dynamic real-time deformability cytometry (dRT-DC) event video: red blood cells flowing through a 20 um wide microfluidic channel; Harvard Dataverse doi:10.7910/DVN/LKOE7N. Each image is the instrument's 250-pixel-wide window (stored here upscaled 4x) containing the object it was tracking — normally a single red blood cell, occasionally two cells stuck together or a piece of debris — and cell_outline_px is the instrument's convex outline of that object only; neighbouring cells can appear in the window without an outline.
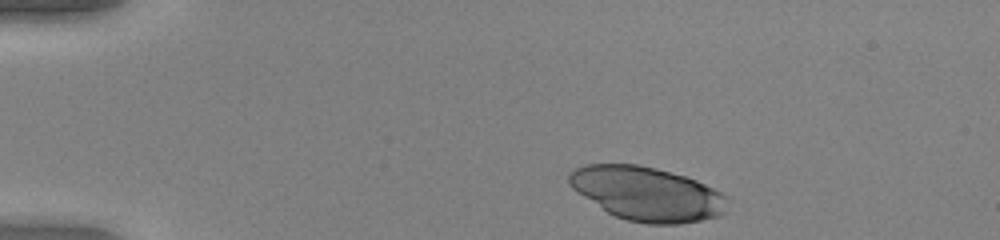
{"species": "human", "species_latin": "Homo sapiens", "temperature_condition": "warm", "stored_images_in_passage": 39, "camera_frame_rate_fps": 3000, "um_per_image_px": 0.085, "donor": {"sex": "female"}, "frame": {"image": 1, "passage_image": 1, "time_ms": 0.0, "image_size_px": [1000, 240], "cell_outline_px": [[728, 196], [724, 212], [720, 216], [680, 224], [648, 224], [628, 220], [616, 216], [608, 212], [576, 192], [568, 184], [568, 172], [584, 164], [636, 164], [656, 168], [684, 176], [696, 180]], "centroid_in_image_um": [54.97, 16.46], "position_along_channel_um": 30.0, "area_um2": 49.65}}